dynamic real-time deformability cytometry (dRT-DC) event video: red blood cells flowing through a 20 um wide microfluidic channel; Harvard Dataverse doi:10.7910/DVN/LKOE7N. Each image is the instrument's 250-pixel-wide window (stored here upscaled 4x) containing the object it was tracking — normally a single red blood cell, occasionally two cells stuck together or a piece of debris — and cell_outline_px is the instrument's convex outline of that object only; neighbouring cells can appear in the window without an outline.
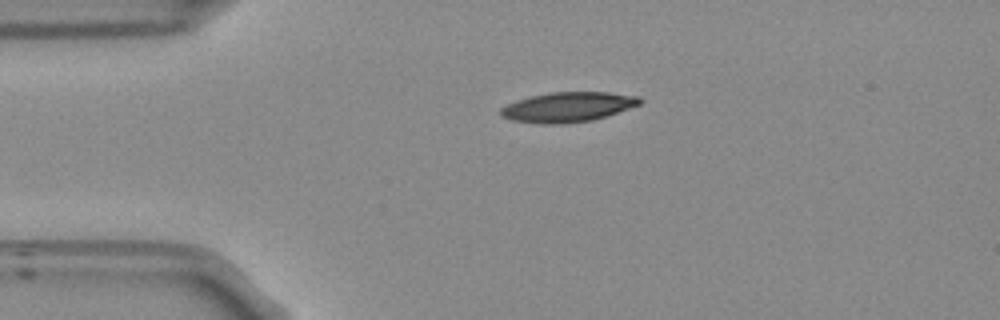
{"species": "Egyptian fruit bat (a non-hibernating species)", "species_latin": "Rousettus aegyptiacus", "temperature_condition": "room temperature", "stored_images_in_passage": 42, "camera_frame_rate_fps": 3000, "um_per_image_px": 0.085, "frame": {"image": 1, "passage_image": 1, "time_ms": 0.0, "image_size_px": [1000, 320], "cell_outline_px": [[644, 100], [640, 104], [592, 120], [560, 124], [540, 124], [512, 120], [500, 116], [500, 108], [516, 100], [532, 96], [552, 92], [608, 92], [640, 96]], "centroid_in_image_um": [48.25, 9.09], "position_along_channel_um": 36.7, "area_um2": 24.1}}
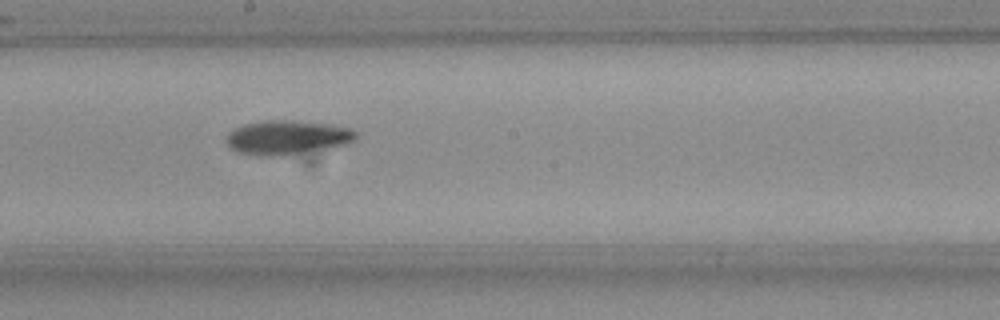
{"frame": {"image": 2, "passage_image": 18, "time_ms": 5.667, "image_size_px": [1000, 320], "cell_outline_px": [[356, 140], [344, 144], [280, 156], [272, 156], [240, 152], [232, 148], [228, 144], [228, 132], [244, 124], [264, 120], [296, 120], [332, 124], [348, 128], [356, 132]], "centroid_in_image_um": [24.42, 11.65], "position_along_channel_um": 223.8, "area_um2": 25.2}}
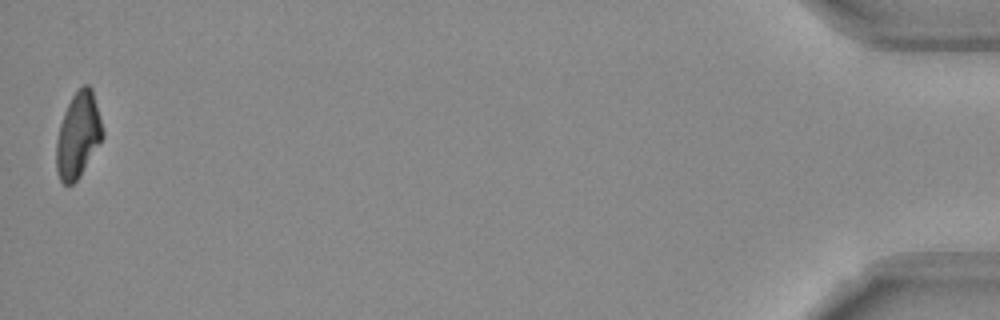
{"frame": {"image": 3, "passage_image": 42, "time_ms": 13.667, "image_size_px": [1000, 320], "cell_outline_px": [[104, 136], [80, 176], [72, 184], [64, 184], [60, 180], [56, 172], [56, 140], [60, 124], [64, 112], [72, 96], [84, 84], [88, 84], [92, 88], [104, 132]], "centroid_in_image_um": [6.63, 11.5], "position_along_channel_um": 428.6, "area_um2": 22.95}}